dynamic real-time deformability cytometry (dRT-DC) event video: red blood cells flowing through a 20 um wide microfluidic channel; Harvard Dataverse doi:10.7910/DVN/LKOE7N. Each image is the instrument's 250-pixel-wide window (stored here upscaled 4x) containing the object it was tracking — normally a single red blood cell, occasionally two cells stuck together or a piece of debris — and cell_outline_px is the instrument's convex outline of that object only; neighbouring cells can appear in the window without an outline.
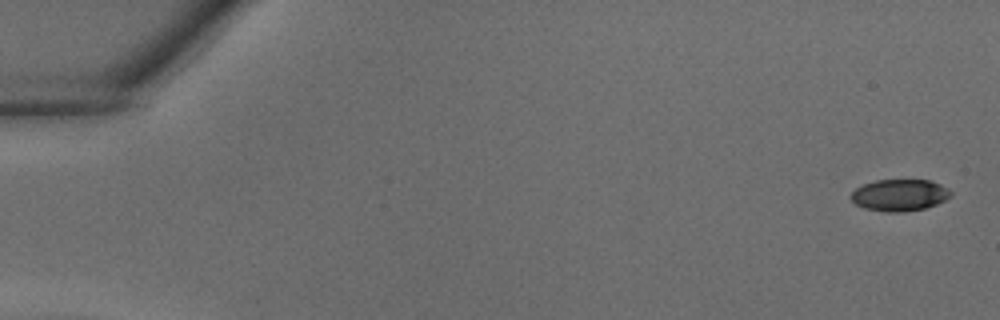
{"species": "common noctule bat (a hibernating species)", "species_latin": "Nyctalus noctula", "temperature_condition": "warm", "stored_images_in_passage": 39, "camera_frame_rate_fps": 3000, "um_per_image_px": 0.085, "animal": {"sex": "male", "body_mass_g": 18.8}, "frame": {"image": 1, "passage_image": 1, "time_ms": 0.0, "image_size_px": [1000, 320], "cell_outline_px": [[952, 196], [936, 204], [924, 208], [904, 212], [884, 212], [864, 208], [856, 204], [848, 196], [856, 188], [864, 184], [876, 180], [928, 180], [940, 184], [948, 188], [952, 192]], "centroid_in_image_um": [76.45, 16.59], "position_along_channel_um": 8.5, "area_um2": 18.5}}
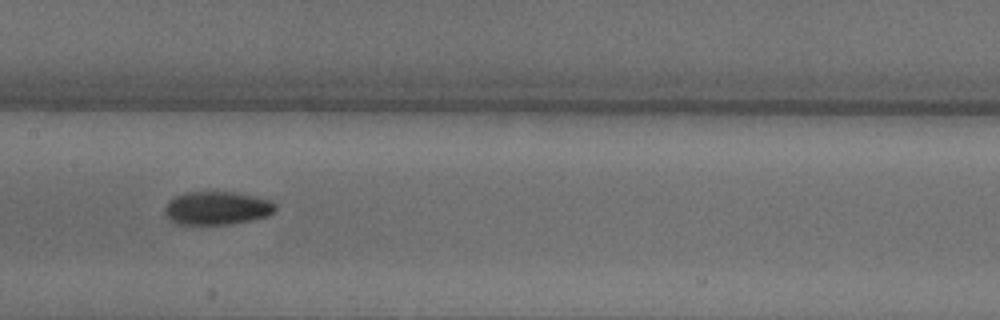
{"frame": {"image": 2, "passage_image": 20, "time_ms": 6.333, "image_size_px": [1000, 320], "cell_outline_px": [[276, 208], [268, 216], [232, 224], [176, 224], [164, 212], [164, 208], [168, 200], [176, 196], [188, 192], [236, 192], [272, 200], [276, 204]], "centroid_in_image_um": [18.46, 17.68], "position_along_channel_um": 188.9, "area_um2": 21.44}}
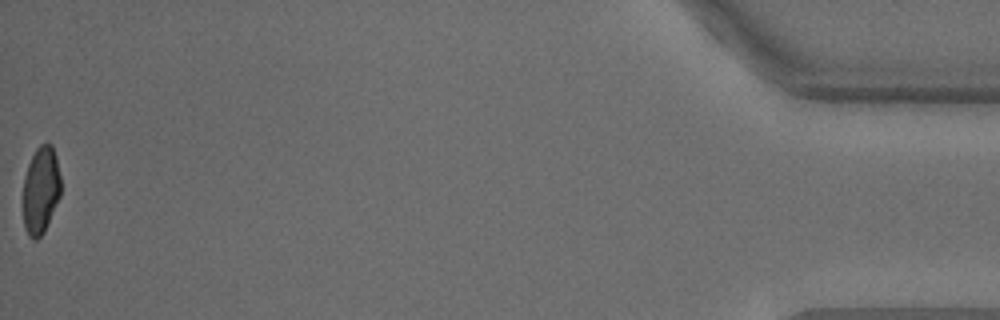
{"frame": {"image": 3, "passage_image": 39, "time_ms": 12.667, "image_size_px": [1000, 320], "cell_outline_px": [[60, 196], [44, 232], [36, 240], [32, 240], [28, 236], [24, 228], [24, 176], [28, 164], [36, 148], [40, 144], [52, 144], [56, 156], [60, 176]], "centroid_in_image_um": [3.47, 16.17], "position_along_channel_um": 431.7, "area_um2": 19.13}}